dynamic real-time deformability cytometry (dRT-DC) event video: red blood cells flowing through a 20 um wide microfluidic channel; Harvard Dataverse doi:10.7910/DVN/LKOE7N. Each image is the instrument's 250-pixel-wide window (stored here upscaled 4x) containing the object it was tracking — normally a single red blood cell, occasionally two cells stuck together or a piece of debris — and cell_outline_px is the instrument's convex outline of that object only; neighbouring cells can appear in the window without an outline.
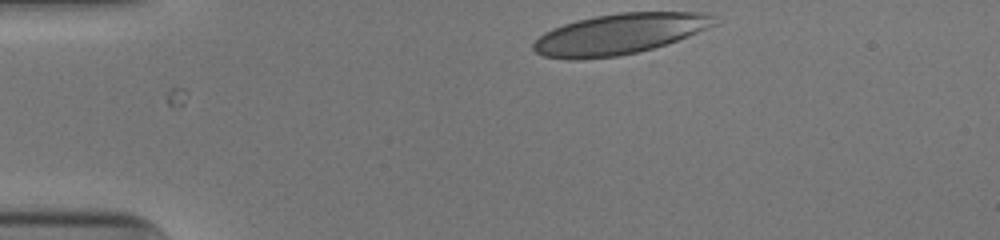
{"species": "human", "species_latin": "Homo sapiens", "temperature_condition": "cold", "stored_images_in_passage": 2, "camera_frame_rate_fps": 3000, "um_per_image_px": 0.085, "donor": {"sex": "male"}, "frame": {"image": 1, "passage_image": 1, "time_ms": 0.0, "image_size_px": [1000, 240], "cell_outline_px": [[716, 24], [676, 40], [644, 52], [616, 56], [580, 60], [568, 60], [544, 56], [536, 52], [532, 48], [532, 44], [544, 32], [552, 28], [576, 20], [596, 16], [620, 12], [700, 12], [712, 16]], "centroid_in_image_um": [52.58, 2.91], "position_along_channel_um": 32.4, "area_um2": 42.77}}